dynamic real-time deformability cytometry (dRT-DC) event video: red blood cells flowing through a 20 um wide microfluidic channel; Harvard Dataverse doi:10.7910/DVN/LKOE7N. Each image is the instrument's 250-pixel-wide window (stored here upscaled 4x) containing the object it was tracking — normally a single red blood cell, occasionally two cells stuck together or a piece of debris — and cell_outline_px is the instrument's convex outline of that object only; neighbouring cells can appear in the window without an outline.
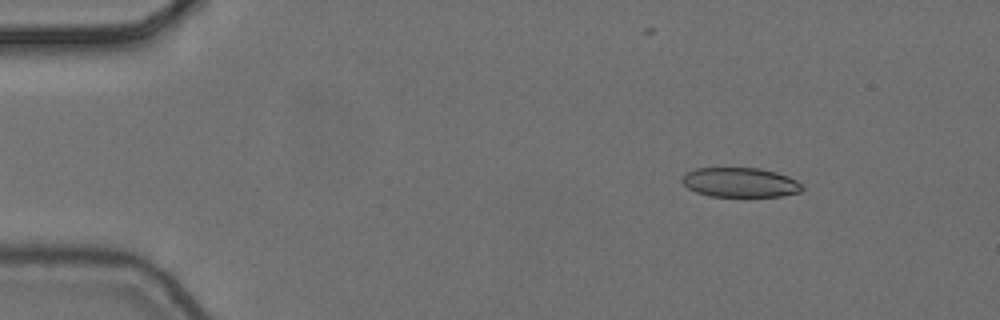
{"species": "common noctule bat (a hibernating species)", "species_latin": "Nyctalus noctula", "temperature_condition": "cold", "stored_images_in_passage": 5, "camera_frame_rate_fps": 3000, "um_per_image_px": 0.085, "animal": {"sex": "female", "body_mass_g": 24.6, "forearm_length_mm": 56.2}, "frame": {"image": 1, "passage_image": 2, "time_ms": 0.333, "image_size_px": [1000, 320], "cell_outline_px": [[804, 188], [800, 192], [780, 196], [708, 196], [696, 192], [688, 188], [680, 180], [680, 176], [696, 168], [760, 168], [776, 172], [788, 176], [804, 184]], "centroid_in_image_um": [62.92, 15.5], "position_along_channel_um": 22.1, "area_um2": 20.81}}
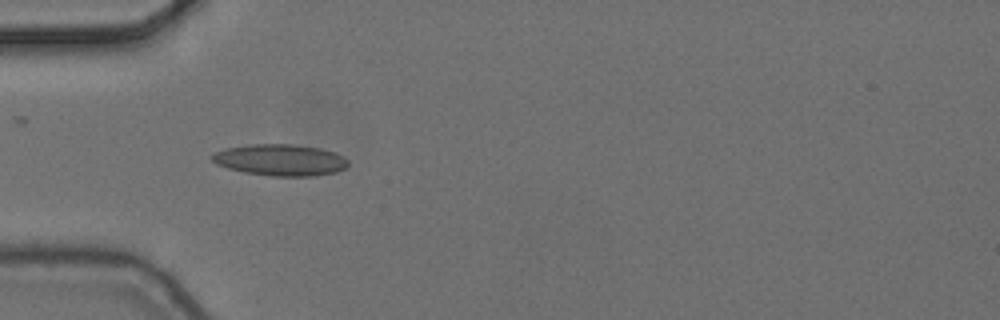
{"frame": {"image": 2, "passage_image": 4, "time_ms": 1.0, "image_size_px": [1000, 320], "cell_outline_px": [[348, 164], [344, 168], [336, 172], [312, 176], [272, 176], [244, 172], [228, 168], [216, 164], [208, 156], [212, 152], [228, 148], [252, 144], [292, 144], [320, 148], [336, 152], [344, 156], [348, 160]], "centroid_in_image_um": [23.81, 13.59], "position_along_channel_um": 61.2, "area_um2": 25.09}}
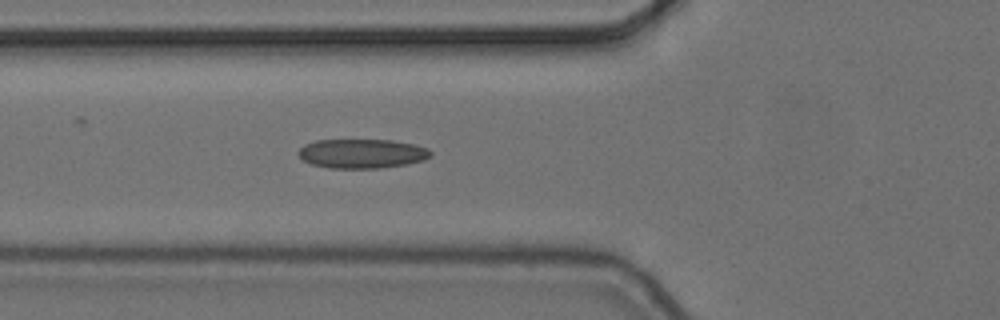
{"frame": {"image": 3, "passage_image": 5, "time_ms": 1.333, "image_size_px": [1000, 320], "cell_outline_px": [[432, 156], [424, 160], [408, 164], [380, 168], [328, 168], [312, 164], [304, 160], [296, 152], [304, 144], [316, 140], [392, 140], [412, 144], [428, 148], [432, 152]], "centroid_in_image_um": [30.78, 13.05], "position_along_channel_um": 95.0, "area_um2": 22.66}}